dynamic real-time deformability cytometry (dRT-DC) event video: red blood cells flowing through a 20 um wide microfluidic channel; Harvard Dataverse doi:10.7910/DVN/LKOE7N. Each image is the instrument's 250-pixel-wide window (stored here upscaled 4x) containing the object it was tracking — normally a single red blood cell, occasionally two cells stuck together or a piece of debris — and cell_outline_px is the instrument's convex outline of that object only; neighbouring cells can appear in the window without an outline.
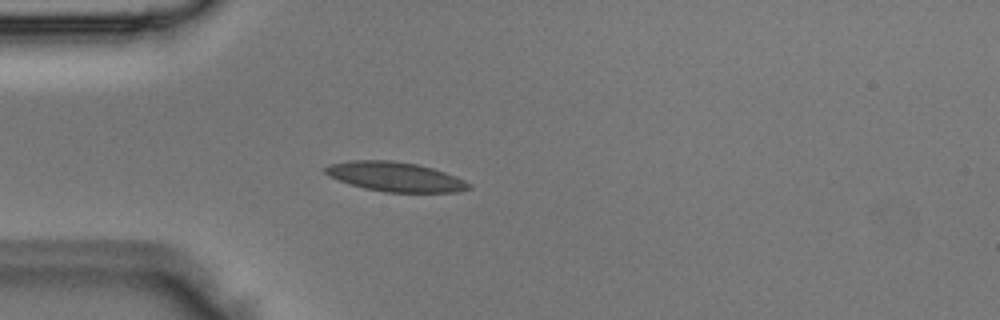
{"species": "Egyptian fruit bat (a non-hibernating species)", "species_latin": "Rousettus aegyptiacus", "temperature_condition": "room temperature", "stored_images_in_passage": 3, "camera_frame_rate_fps": 3000, "um_per_image_px": 0.085, "animal": {"sex": "male"}, "frame": {"image": 1, "passage_image": 3, "time_ms": 0.667, "image_size_px": [1000, 320], "cell_outline_px": [[472, 188], [456, 192], [384, 192], [364, 188], [328, 176], [324, 172], [324, 168], [332, 164], [348, 160], [392, 160], [416, 164], [432, 168], [456, 176], [472, 184]], "centroid_in_image_um": [33.62, 15.02], "position_along_channel_um": 51.4, "area_um2": 24.57}}